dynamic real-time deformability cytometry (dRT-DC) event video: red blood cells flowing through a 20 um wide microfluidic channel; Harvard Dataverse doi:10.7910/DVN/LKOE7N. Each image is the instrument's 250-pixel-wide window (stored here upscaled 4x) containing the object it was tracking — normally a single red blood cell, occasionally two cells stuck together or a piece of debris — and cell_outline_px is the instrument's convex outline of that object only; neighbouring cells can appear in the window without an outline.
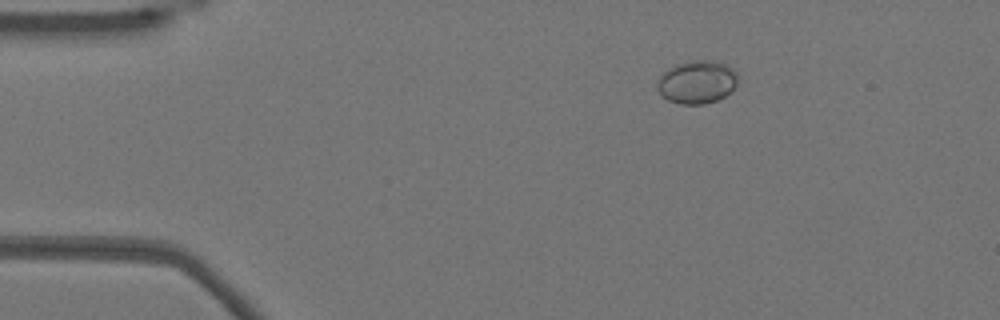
{"species": "Egyptian fruit bat (a non-hibernating species)", "species_latin": "Rousettus aegyptiacus", "temperature_condition": "warm", "stored_images_in_passage": 46, "camera_frame_rate_fps": 3000, "um_per_image_px": 0.085, "animal": {"sex": "female"}, "frame": {"image": 1, "passage_image": 2, "time_ms": 0.333, "image_size_px": [1000, 320], "cell_outline_px": [[736, 84], [724, 96], [716, 100], [704, 104], [680, 104], [668, 100], [660, 96], [656, 88], [656, 84], [660, 76], [664, 72], [676, 64], [692, 60], [716, 60], [732, 68], [736, 72]], "centroid_in_image_um": [59.19, 6.97], "position_along_channel_um": 25.8, "area_um2": 20.17}}
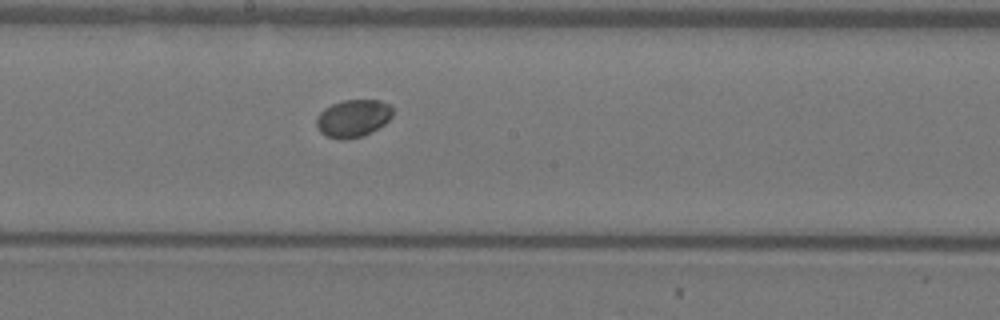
{"frame": {"image": 2, "passage_image": 22, "time_ms": 7.0, "image_size_px": [1000, 320], "cell_outline_px": [[392, 116], [384, 124], [372, 132], [364, 136], [348, 140], [340, 140], [328, 136], [320, 132], [316, 124], [316, 116], [324, 108], [332, 104], [344, 100], [380, 100], [388, 104], [392, 108]], "centroid_in_image_um": [30.0, 10.07], "position_along_channel_um": 218.2, "area_um2": 16.82}}
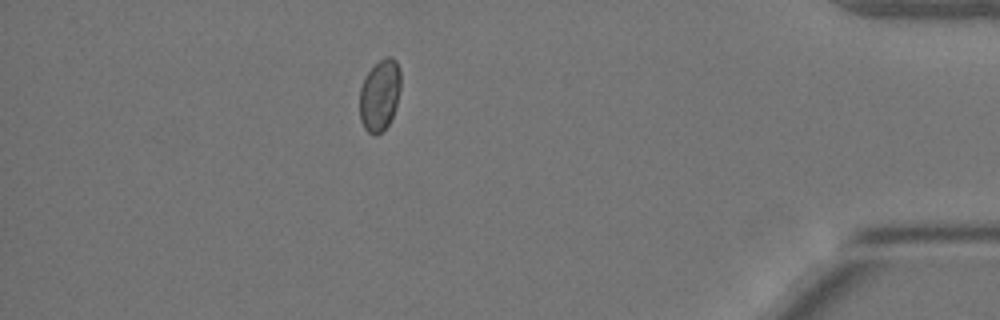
{"frame": {"image": 3, "passage_image": 40, "time_ms": 13.0, "image_size_px": [1000, 320], "cell_outline_px": [[400, 88], [396, 104], [392, 116], [388, 124], [376, 136], [372, 136], [364, 128], [360, 120], [360, 88], [368, 72], [380, 60], [388, 56], [392, 56], [396, 60], [400, 68]], "centroid_in_image_um": [32.27, 8.09], "position_along_channel_um": 402.9, "area_um2": 16.99}, "authors_computed_cell_mechanics": {"area_um2": 17.1955, "velocity_mm_per_s": 3.8299, "shape_relaxation_time_tau1_ms": null, "shape_relaxation_time_tau2_ms": 6.6626, "deformation_change_tau1": null, "deformation_change_tau2": 0.0348}}